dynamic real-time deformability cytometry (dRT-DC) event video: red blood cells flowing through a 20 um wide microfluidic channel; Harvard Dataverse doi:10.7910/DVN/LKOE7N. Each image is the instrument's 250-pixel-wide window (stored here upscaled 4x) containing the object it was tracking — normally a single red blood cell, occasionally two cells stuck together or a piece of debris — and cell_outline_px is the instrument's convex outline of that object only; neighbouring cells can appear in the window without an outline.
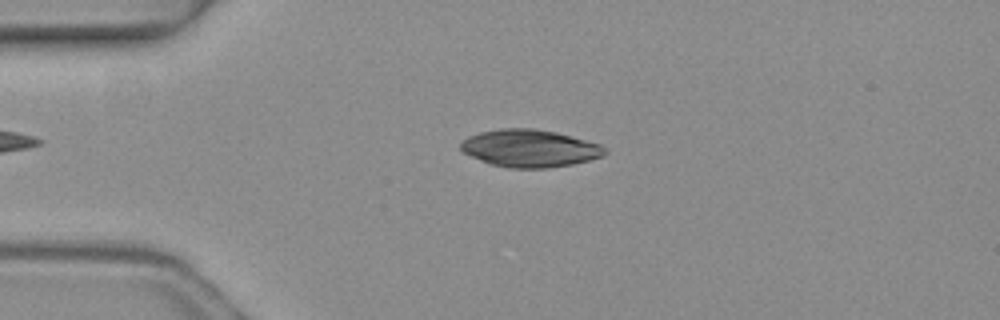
{"species": "common noctule bat (a hibernating species)", "species_latin": "Nyctalus noctula", "temperature_condition": "warm", "stored_images_in_passage": 5, "camera_frame_rate_fps": 3000, "um_per_image_px": 0.085, "animal": {"sex": "female", "body_mass_g": 19.3, "forearm_length_mm": 54.1}, "frame": {"image": 1, "passage_image": 4, "time_ms": 1.0, "image_size_px": [1000, 320], "cell_outline_px": [[608, 152], [604, 156], [572, 164], [548, 168], [508, 168], [492, 164], [480, 160], [464, 152], [460, 148], [460, 144], [468, 136], [480, 132], [500, 128], [536, 128], [556, 132], [572, 136], [600, 144], [608, 148]], "centroid_in_image_um": [45.07, 12.6], "position_along_channel_um": 39.9, "area_um2": 31.56}}